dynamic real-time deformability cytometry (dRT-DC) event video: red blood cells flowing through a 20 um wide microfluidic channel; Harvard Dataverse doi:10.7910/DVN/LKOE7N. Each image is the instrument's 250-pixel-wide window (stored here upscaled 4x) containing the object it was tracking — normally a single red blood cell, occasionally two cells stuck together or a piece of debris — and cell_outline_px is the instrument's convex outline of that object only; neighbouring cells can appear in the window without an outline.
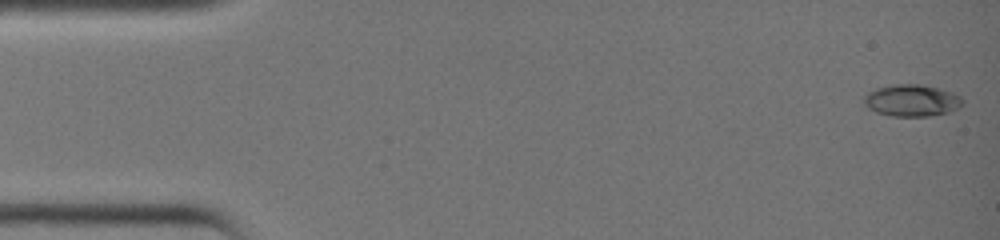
{"species": "common noctule bat (a hibernating species)", "species_latin": "Nyctalus noctula", "temperature_condition": "warm", "stored_images_in_passage": 39, "camera_frame_rate_fps": 3000, "um_per_image_px": 0.085, "animal": {"sex": "female", "body_mass_g": 19.0, "forearm_length_mm": 51.5}, "frame": {"image": 1, "passage_image": 1, "time_ms": 0.0, "image_size_px": [1000, 240], "cell_outline_px": [[964, 104], [948, 112], [928, 116], [888, 116], [876, 112], [868, 108], [864, 104], [864, 96], [868, 92], [876, 88], [896, 84], [920, 84], [952, 92], [960, 96], [964, 100]], "centroid_in_image_um": [77.48, 8.54], "position_along_channel_um": 7.5, "area_um2": 18.26}}
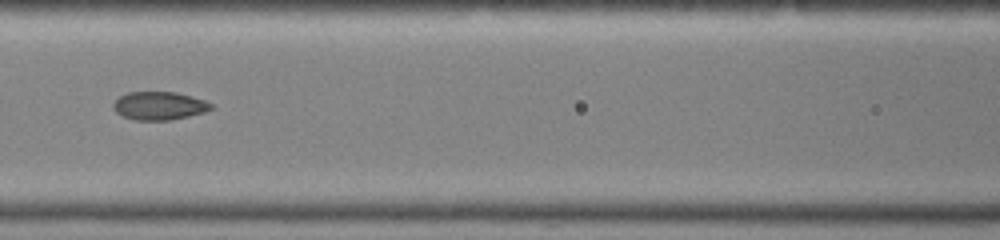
{"frame": {"image": 2, "passage_image": 18, "time_ms": 5.667, "image_size_px": [1000, 240], "cell_outline_px": [[212, 108], [204, 112], [172, 120], [136, 120], [124, 116], [116, 112], [112, 108], [112, 104], [120, 96], [128, 92], [176, 92], [204, 100], [212, 104]], "centroid_in_image_um": [13.51, 8.99], "position_along_channel_um": 153.1, "area_um2": 15.95}}
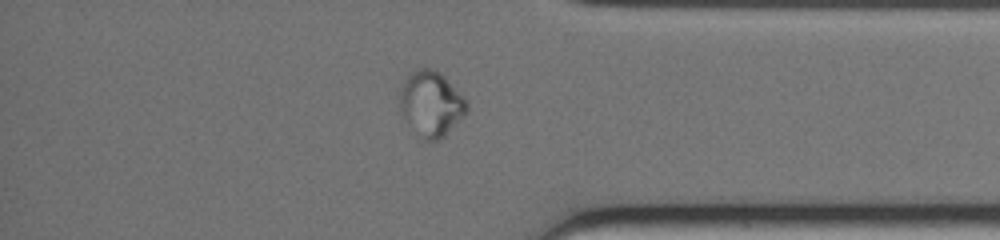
{"frame": {"image": 3, "passage_image": 33, "time_ms": 10.667, "image_size_px": [1000, 240], "cell_outline_px": [[468, 108], [464, 116], [440, 140], [424, 140], [400, 112], [400, 92], [404, 80], [416, 68], [432, 68], [440, 72], [464, 96], [468, 104]], "centroid_in_image_um": [36.67, 8.79], "position_along_channel_um": 398.5, "area_um2": 25.2}}